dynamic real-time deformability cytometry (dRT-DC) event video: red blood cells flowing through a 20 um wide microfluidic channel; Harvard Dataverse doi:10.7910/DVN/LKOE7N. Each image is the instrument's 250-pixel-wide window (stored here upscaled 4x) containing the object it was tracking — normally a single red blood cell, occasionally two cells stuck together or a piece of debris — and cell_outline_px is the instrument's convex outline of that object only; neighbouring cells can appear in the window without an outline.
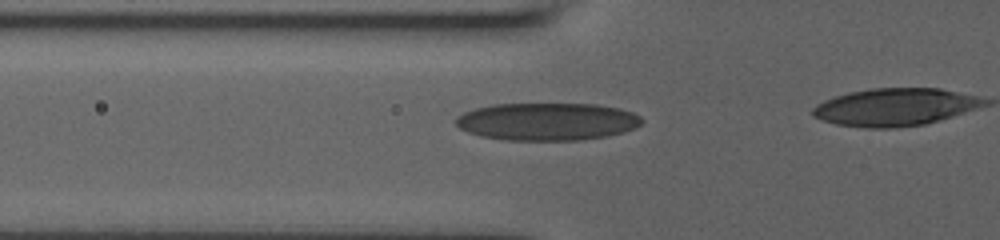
{"species": "human", "species_latin": "Homo sapiens", "temperature_condition": "room temperature", "stored_images_in_passage": 17, "camera_frame_rate_fps": 3000, "um_per_image_px": 0.085, "donor": {"sex": "male"}, "frame": {"image": 1, "passage_image": 14, "time_ms": 5.667, "image_size_px": [1000, 240], "cell_outline_px": [[644, 120], [636, 128], [624, 132], [608, 136], [576, 140], [508, 140], [480, 136], [468, 132], [460, 128], [456, 124], [456, 116], [464, 112], [476, 108], [492, 104], [596, 104], [620, 108], [632, 112], [640, 116]], "centroid_in_image_um": [46.52, 10.33], "position_along_channel_um": 79.3, "area_um2": 40.86}}
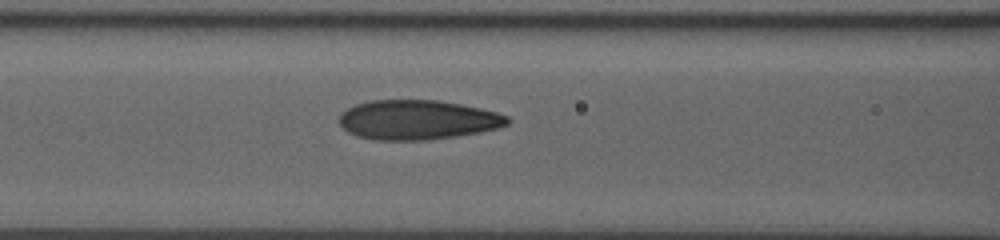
{"frame": {"image": 2, "passage_image": 16, "time_ms": 7.0, "image_size_px": [1000, 240], "cell_outline_px": [[512, 120], [508, 124], [496, 128], [476, 132], [428, 140], [376, 140], [356, 136], [348, 132], [340, 124], [340, 116], [348, 108], [356, 104], [368, 100], [436, 100], [460, 104], [480, 108], [496, 112], [508, 116]], "centroid_in_image_um": [35.48, 10.18], "position_along_channel_um": 131.1, "area_um2": 38.49}}